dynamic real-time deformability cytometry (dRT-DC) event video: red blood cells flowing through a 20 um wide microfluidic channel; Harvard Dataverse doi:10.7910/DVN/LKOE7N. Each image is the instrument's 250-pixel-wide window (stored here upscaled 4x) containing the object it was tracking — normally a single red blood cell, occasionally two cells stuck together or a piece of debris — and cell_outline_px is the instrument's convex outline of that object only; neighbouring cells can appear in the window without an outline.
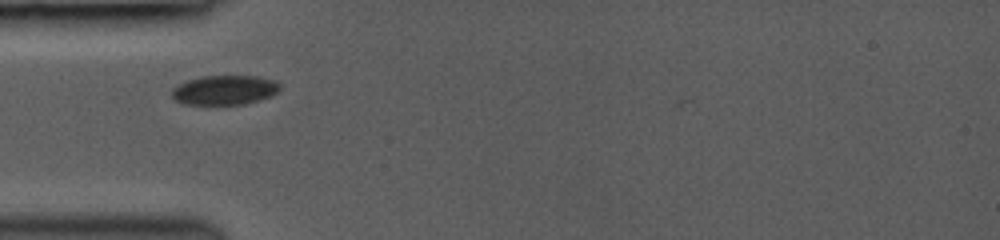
{"species": "common noctule bat (a hibernating species)", "species_latin": "Nyctalus noctula", "temperature_condition": "room temperature", "stored_images_in_passage": 26, "camera_frame_rate_fps": 3000, "um_per_image_px": 0.085, "animal": {"sex": "female", "body_mass_g": 19.0, "forearm_length_mm": 53.3}, "frame": {"image": 1, "passage_image": 6, "time_ms": 1.667, "image_size_px": [1000, 240], "cell_outline_px": [[280, 88], [272, 96], [244, 104], [184, 104], [176, 100], [172, 96], [172, 88], [188, 80], [200, 76], [256, 76], [276, 80], [280, 84]], "centroid_in_image_um": [19.11, 7.64], "position_along_channel_um": 65.9, "area_um2": 18.5}}
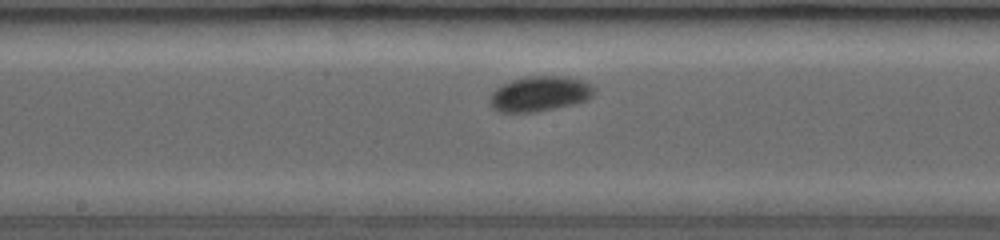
{"frame": {"image": 2, "passage_image": 16, "time_ms": 5.0, "image_size_px": [1000, 240], "cell_outline_px": [[596, 88], [592, 96], [588, 100], [572, 104], [536, 112], [500, 112], [492, 108], [492, 92], [496, 88], [512, 80], [528, 76], [568, 76], [580, 80]], "centroid_in_image_um": [45.9, 7.97], "position_along_channel_um": 202.3, "area_um2": 21.1}}
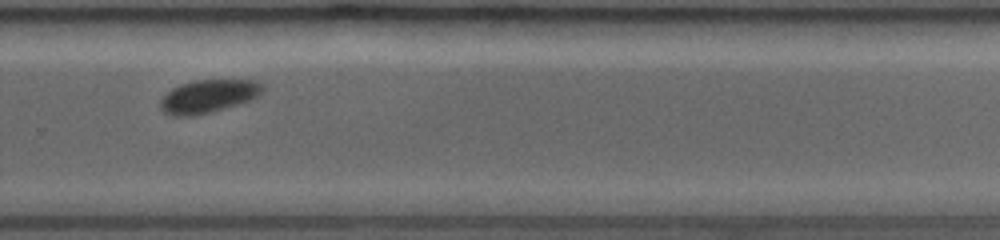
{"frame": {"image": 3, "passage_image": 24, "time_ms": 7.667, "image_size_px": [1000, 240], "cell_outline_px": [[264, 92], [252, 100], [196, 116], [172, 116], [164, 112], [160, 108], [160, 100], [172, 88], [180, 84], [196, 80], [256, 80], [264, 84]], "centroid_in_image_um": [17.74, 8.18], "position_along_channel_um": 312.1, "area_um2": 19.88}}